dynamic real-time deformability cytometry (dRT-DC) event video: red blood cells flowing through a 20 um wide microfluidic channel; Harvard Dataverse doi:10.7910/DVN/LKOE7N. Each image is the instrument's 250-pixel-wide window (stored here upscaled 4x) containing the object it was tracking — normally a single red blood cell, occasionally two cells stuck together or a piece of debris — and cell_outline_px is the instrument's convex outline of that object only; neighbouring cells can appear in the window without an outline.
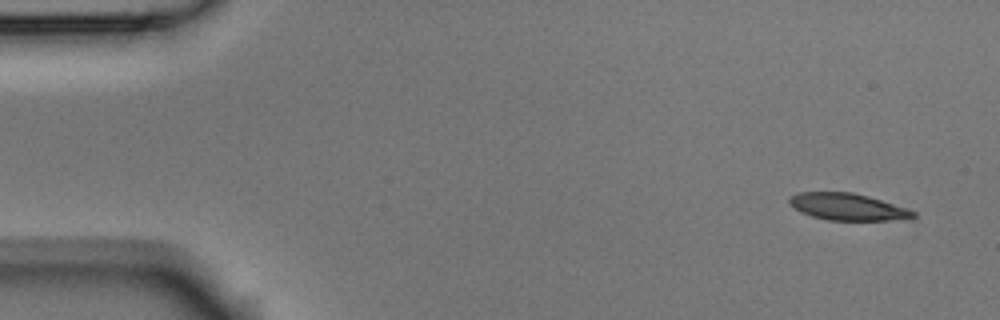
{"species": "Egyptian fruit bat (a non-hibernating species)", "species_latin": "Rousettus aegyptiacus", "temperature_condition": "room temperature", "stored_images_in_passage": 5, "camera_frame_rate_fps": 3000, "um_per_image_px": 0.085, "animal": {"sex": "male"}, "frame": {"image": 1, "passage_image": 1, "time_ms": 0.0, "image_size_px": [1000, 320], "cell_outline_px": [[916, 216], [888, 220], [828, 220], [812, 216], [800, 212], [788, 204], [788, 200], [792, 196], [800, 192], [852, 192], [868, 196], [916, 212]], "centroid_in_image_um": [71.96, 17.57], "position_along_channel_um": 13.0, "area_um2": 19.02}}
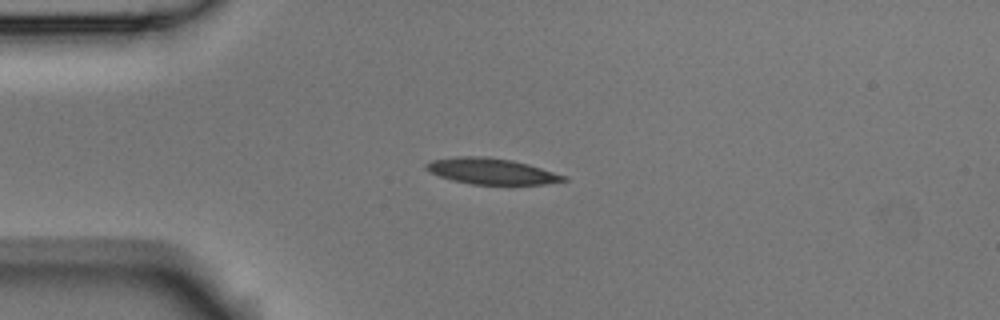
{"frame": {"image": 2, "passage_image": 4, "time_ms": 1.0, "image_size_px": [1000, 320], "cell_outline_px": [[568, 180], [544, 184], [508, 188], [472, 184], [452, 180], [440, 176], [424, 168], [424, 164], [432, 160], [456, 156], [488, 156], [512, 160], [528, 164], [568, 176]], "centroid_in_image_um": [41.84, 14.6], "position_along_channel_um": 43.2, "area_um2": 21.85}}